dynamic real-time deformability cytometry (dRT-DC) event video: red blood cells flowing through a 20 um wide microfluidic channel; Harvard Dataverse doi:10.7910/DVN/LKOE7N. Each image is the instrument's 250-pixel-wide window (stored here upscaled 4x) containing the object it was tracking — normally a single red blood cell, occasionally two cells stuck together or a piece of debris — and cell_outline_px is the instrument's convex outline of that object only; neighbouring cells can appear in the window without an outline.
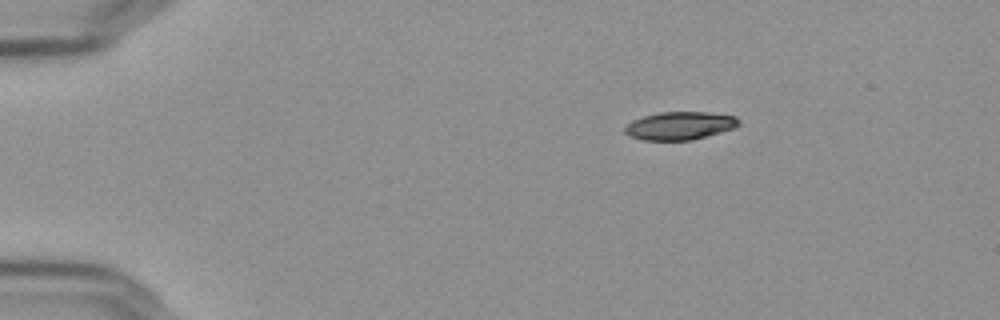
{"species": "Egyptian fruit bat (a non-hibernating species)", "species_latin": "Rousettus aegyptiacus", "temperature_condition": "cold", "stored_images_in_passage": 48, "camera_frame_rate_fps": 3000, "um_per_image_px": 0.085, "frame": {"image": 1, "passage_image": 1, "time_ms": 0.0, "image_size_px": [1000, 320], "cell_outline_px": [[740, 124], [736, 128], [692, 140], [644, 140], [628, 136], [624, 132], [624, 128], [632, 120], [644, 116], [660, 112], [708, 112], [736, 116], [740, 120]], "centroid_in_image_um": [57.81, 10.68], "position_along_channel_um": 27.2, "area_um2": 18.73}}
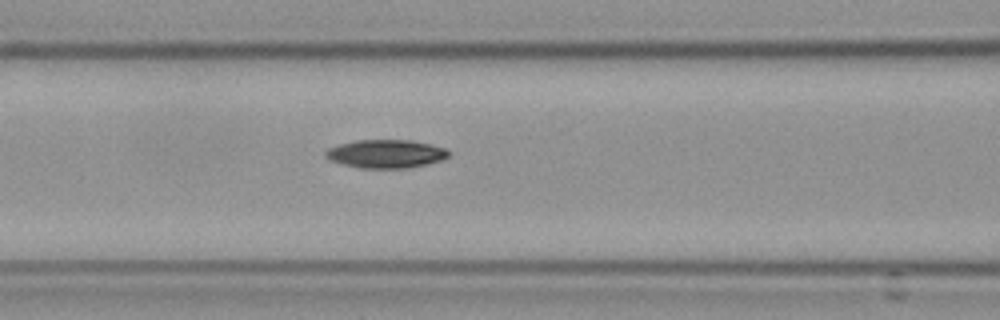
{"frame": {"image": 2, "passage_image": 16, "time_ms": 5.0, "image_size_px": [1000, 320], "cell_outline_px": [[452, 152], [448, 156], [440, 160], [428, 164], [404, 168], [360, 168], [328, 160], [324, 156], [324, 152], [328, 148], [340, 144], [356, 140], [412, 140], [432, 144], [444, 148]], "centroid_in_image_um": [32.79, 13.07], "position_along_channel_um": 133.8, "area_um2": 20.4}}
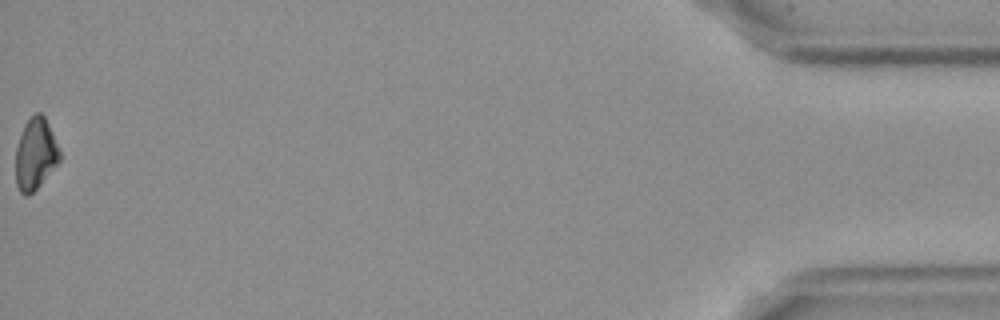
{"frame": {"image": 3, "passage_image": 48, "time_ms": 15.667, "image_size_px": [1000, 320], "cell_outline_px": [[60, 160], [36, 188], [28, 196], [24, 196], [20, 192], [16, 184], [16, 148], [24, 124], [36, 112], [40, 112], [44, 116], [48, 124], [60, 152]], "centroid_in_image_um": [2.99, 13.09], "position_along_channel_um": 432.2, "area_um2": 17.92}, "authors_computed_cell_mechanics": {"area_um2": 19.5364, "velocity_mm_per_s": 3.6536, "shape_relaxation_time_tau1_ms": 5.0439, "shape_relaxation_time_tau2_ms": null, "deformation_change_tau1": 0.1235, "deformation_change_tau2": null}}